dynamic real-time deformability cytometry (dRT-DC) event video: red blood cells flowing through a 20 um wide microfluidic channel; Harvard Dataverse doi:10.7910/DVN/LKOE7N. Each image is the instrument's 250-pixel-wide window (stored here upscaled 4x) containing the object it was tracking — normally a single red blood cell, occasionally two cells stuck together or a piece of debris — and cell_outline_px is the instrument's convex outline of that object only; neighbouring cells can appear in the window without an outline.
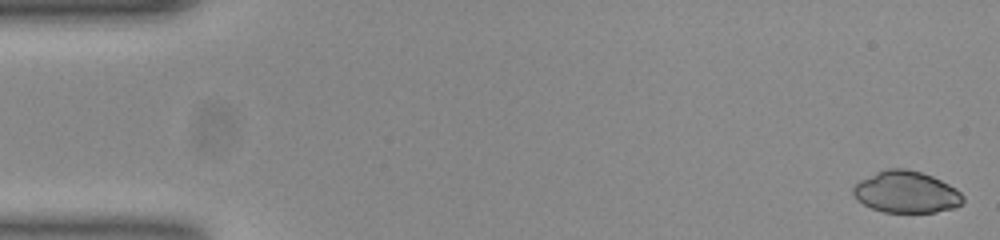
{"species": "common noctule bat (a hibernating species)", "species_latin": "Nyctalus noctula", "temperature_condition": "room temperature", "stored_images_in_passage": 52, "camera_frame_rate_fps": 3000, "um_per_image_px": 0.085, "animal": {"sex": "female", "body_mass_g": 23.0, "forearm_length_mm": 53.4}, "frame": {"image": 1, "passage_image": 1, "time_ms": 0.0, "image_size_px": [1000, 240], "cell_outline_px": [[964, 200], [956, 208], [936, 212], [884, 212], [872, 208], [856, 200], [852, 192], [852, 188], [860, 180], [876, 172], [888, 168], [904, 168], [920, 172], [932, 176], [956, 188], [964, 196]], "centroid_in_image_um": [77.03, 16.33], "position_along_channel_um": 8.0, "area_um2": 26.7}}
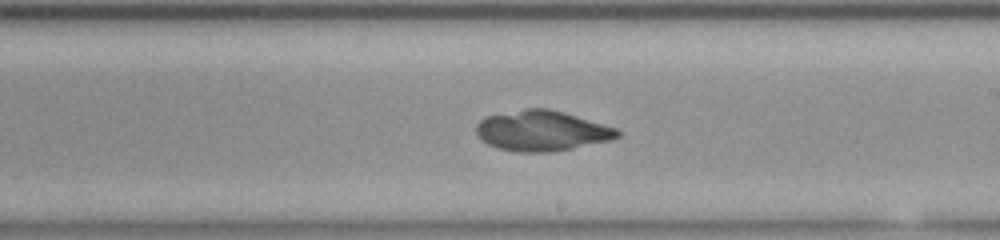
{"frame": {"image": 2, "passage_image": 30, "time_ms": 9.667, "image_size_px": [1000, 240], "cell_outline_px": [[620, 136], [612, 140], [552, 152], [516, 152], [496, 148], [488, 144], [476, 132], [476, 124], [484, 116], [524, 108], [548, 108], [564, 112], [616, 128], [620, 132]], "centroid_in_image_um": [46.04, 11.11], "position_along_channel_um": 243.0, "area_um2": 33.29}}
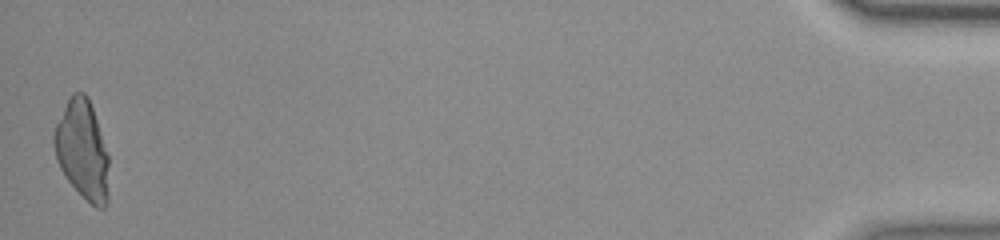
{"frame": {"image": 3, "passage_image": 52, "time_ms": 17.0, "image_size_px": [1000, 240], "cell_outline_px": [[108, 204], [104, 208], [96, 208], [68, 180], [60, 168], [56, 160], [52, 144], [52, 136], [56, 124], [72, 92], [84, 92], [88, 96], [108, 152]], "centroid_in_image_um": [7.0, 12.73], "position_along_channel_um": 428.2, "area_um2": 31.56}}